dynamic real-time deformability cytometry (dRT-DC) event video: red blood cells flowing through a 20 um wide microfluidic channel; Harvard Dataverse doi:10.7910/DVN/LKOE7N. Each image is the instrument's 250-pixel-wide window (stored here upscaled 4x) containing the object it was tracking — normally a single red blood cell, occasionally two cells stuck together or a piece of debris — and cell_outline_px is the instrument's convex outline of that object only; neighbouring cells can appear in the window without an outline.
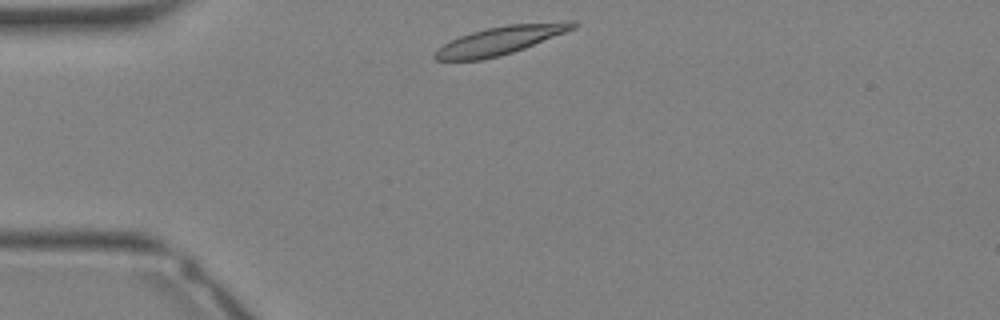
{"species": "Egyptian fruit bat (a non-hibernating species)", "species_latin": "Rousettus aegyptiacus", "temperature_condition": "warm", "stored_images_in_passage": 27, "camera_frame_rate_fps": 3000, "um_per_image_px": 0.085, "animal": {"sex": "female"}, "frame": {"image": 1, "passage_image": 1, "time_ms": 0.0, "image_size_px": [1000, 320], "cell_outline_px": [[580, 24], [576, 28], [524, 48], [500, 56], [480, 60], [436, 60], [432, 56], [444, 44], [460, 36], [472, 32], [504, 24], [564, 20], [576, 20]], "centroid_in_image_um": [42.64, 3.39], "position_along_channel_um": 42.4, "area_um2": 22.89}}
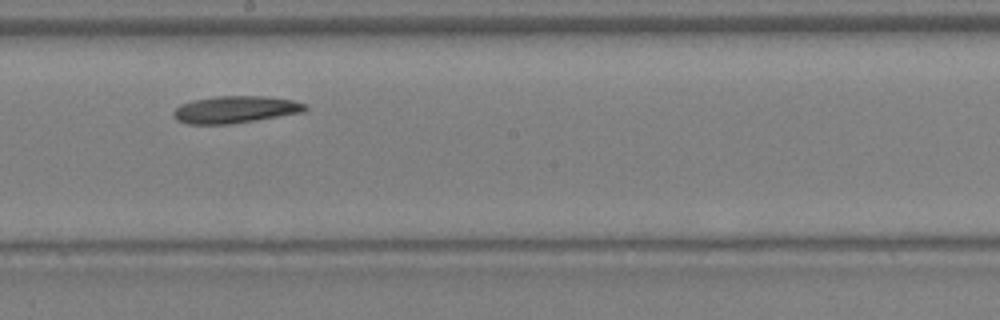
{"frame": {"image": 2, "passage_image": 12, "time_ms": 3.667, "image_size_px": [1000, 320], "cell_outline_px": [[308, 108], [304, 112], [256, 120], [228, 124], [188, 124], [176, 120], [172, 116], [172, 112], [180, 104], [192, 100], [216, 96], [264, 96], [292, 100], [308, 104]], "centroid_in_image_um": [19.99, 9.31], "position_along_channel_um": 228.2, "area_um2": 20.92}}
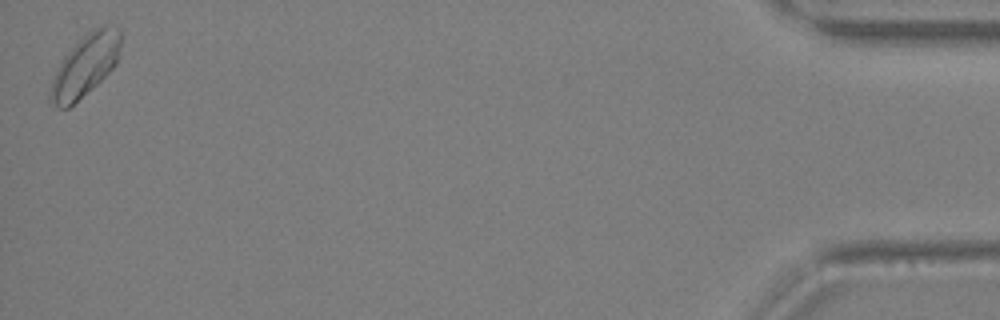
{"frame": {"image": 3, "passage_image": 27, "time_ms": 8.667, "image_size_px": [1000, 320], "cell_outline_px": [[124, 32], [116, 64], [96, 84], [68, 108], [60, 108], [48, 100], [48, 96], [52, 80], [64, 56], [84, 36], [100, 24], [120, 28]], "centroid_in_image_um": [7.28, 5.53], "position_along_channel_um": 427.9, "area_um2": 24.97}}